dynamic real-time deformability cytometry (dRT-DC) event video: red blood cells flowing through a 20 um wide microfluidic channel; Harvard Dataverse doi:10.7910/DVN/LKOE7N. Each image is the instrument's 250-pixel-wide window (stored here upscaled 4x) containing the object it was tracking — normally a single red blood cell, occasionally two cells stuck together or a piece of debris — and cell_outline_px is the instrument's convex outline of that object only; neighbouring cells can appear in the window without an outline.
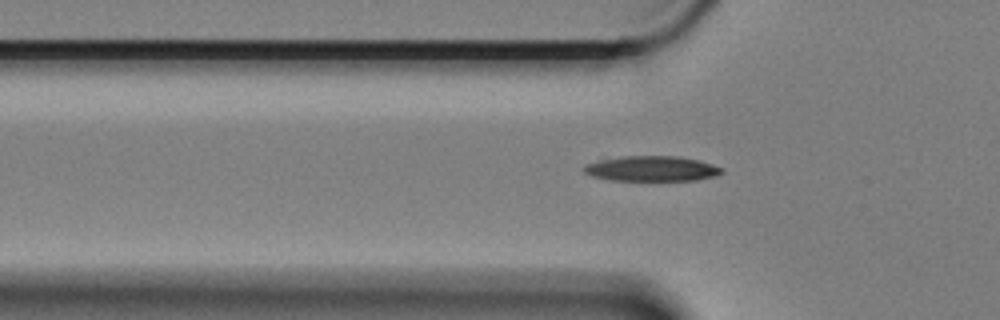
{"species": "Egyptian fruit bat (a non-hibernating species)", "species_latin": "Rousettus aegyptiacus", "temperature_condition": "cold", "stored_images_in_passage": 54, "camera_frame_rate_fps": 3000, "um_per_image_px": 0.085, "animal": {"sex": "female"}, "frame": {"image": 1, "passage_image": 18, "time_ms": 5.667, "image_size_px": [1000, 320], "cell_outline_px": [[724, 172], [712, 176], [696, 180], [612, 180], [592, 176], [584, 172], [580, 168], [588, 164], [600, 160], [624, 156], [676, 156], [696, 160], [724, 168]], "centroid_in_image_um": [55.37, 14.33], "position_along_channel_um": 70.4, "area_um2": 19.94}}
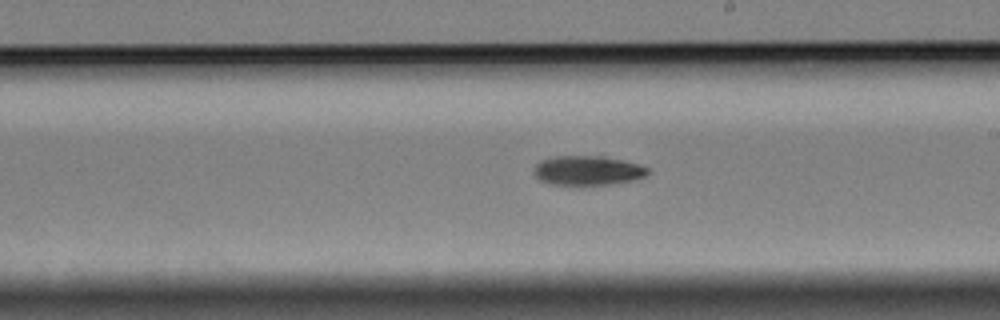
{"frame": {"image": 2, "passage_image": 33, "time_ms": 10.667, "image_size_px": [1000, 320], "cell_outline_px": [[648, 172], [644, 176], [632, 180], [612, 184], [580, 188], [552, 184], [540, 180], [532, 172], [532, 168], [540, 160], [556, 156], [604, 156], [636, 164], [648, 168]], "centroid_in_image_um": [49.86, 14.54], "position_along_channel_um": 239.1, "area_um2": 20.11}}
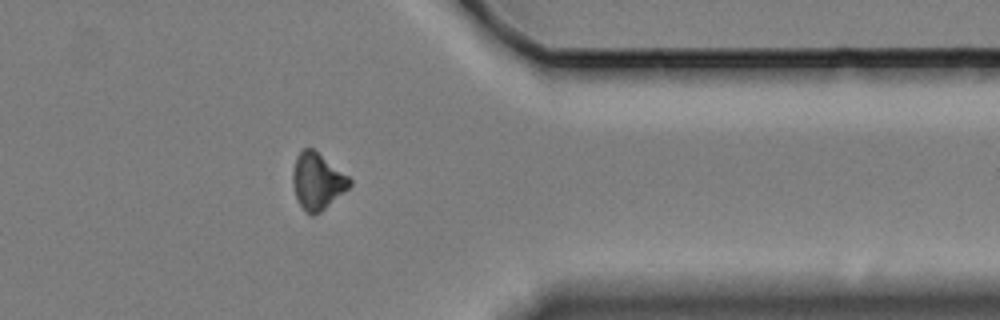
{"frame": {"image": 3, "passage_image": 47, "time_ms": 15.333, "image_size_px": [1000, 320], "cell_outline_px": [[352, 184], [348, 188], [320, 212], [312, 216], [300, 204], [296, 196], [292, 180], [292, 172], [296, 156], [304, 148], [312, 148], [348, 176], [352, 180]], "centroid_in_image_um": [26.96, 15.39], "position_along_channel_um": 384.4, "area_um2": 18.26}}